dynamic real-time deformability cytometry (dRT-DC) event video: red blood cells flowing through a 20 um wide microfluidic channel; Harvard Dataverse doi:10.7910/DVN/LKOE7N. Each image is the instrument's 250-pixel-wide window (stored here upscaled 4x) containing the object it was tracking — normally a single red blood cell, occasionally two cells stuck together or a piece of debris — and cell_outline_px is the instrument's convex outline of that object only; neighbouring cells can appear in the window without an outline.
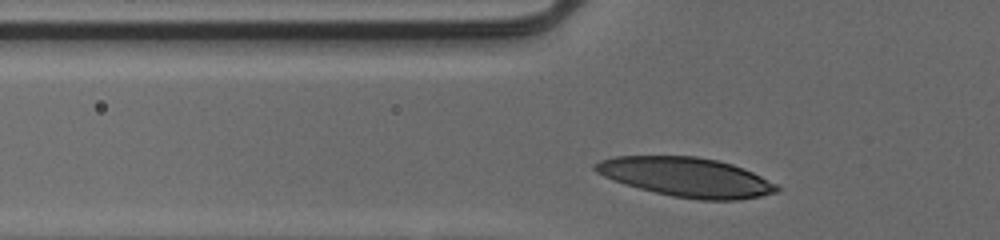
{"species": "human", "species_latin": "Homo sapiens", "temperature_condition": "cold", "stored_images_in_passage": 27, "camera_frame_rate_fps": 3000, "um_per_image_px": 0.085, "donor": {"sex": "male"}, "frame": {"image": 1, "passage_image": 1, "time_ms": 0.0, "image_size_px": [1000, 240], "cell_outline_px": [[772, 188], [764, 192], [752, 196], [684, 196], [664, 192], [648, 188], [636, 184], [612, 160], [636, 156], [676, 156], [708, 160], [724, 164], [748, 172], [756, 176]], "centroid_in_image_um": [58.71, 15.01], "position_along_channel_um": 67.1, "area_um2": 32.08}}
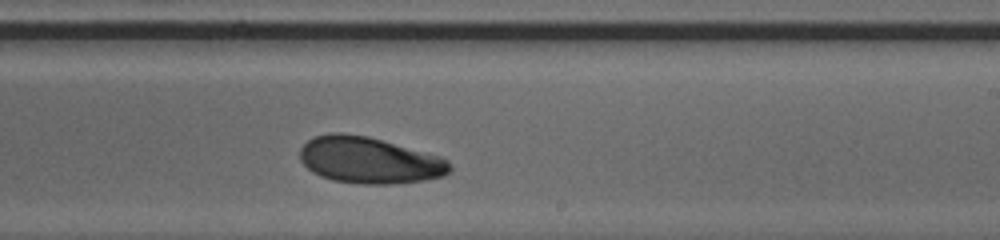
{"frame": {"image": 2, "passage_image": 16, "time_ms": 5.0, "image_size_px": [1000, 240], "cell_outline_px": [[448, 168], [444, 172], [432, 176], [404, 180], [344, 180], [328, 176], [312, 168], [308, 164], [304, 156], [304, 148], [312, 140], [320, 136], [356, 136], [376, 140], [388, 144], [444, 164]], "centroid_in_image_um": [31.2, 13.59], "position_along_channel_um": 257.8, "area_um2": 32.89}}
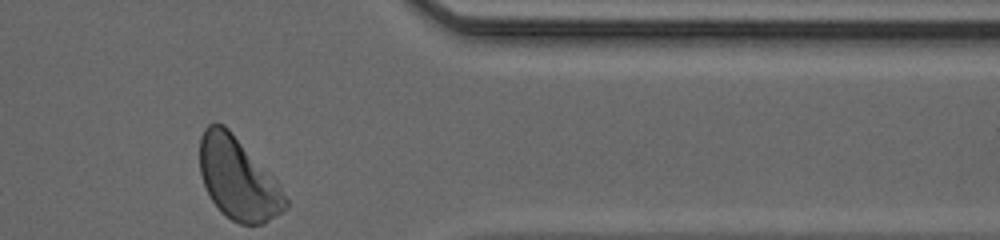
{"frame": {"image": 3, "passage_image": 27, "time_ms": 8.667, "image_size_px": [1000, 240], "cell_outline_px": [[260, 192], [240, 220], [236, 220], [228, 216], [220, 208], [212, 196], [204, 180], [200, 164], [200, 148], [204, 136], [208, 128], [216, 124], [220, 124], [232, 136], [240, 148]], "centroid_in_image_um": [19.3, 14.68], "position_along_channel_um": 392.1, "area_um2": 25.66}}